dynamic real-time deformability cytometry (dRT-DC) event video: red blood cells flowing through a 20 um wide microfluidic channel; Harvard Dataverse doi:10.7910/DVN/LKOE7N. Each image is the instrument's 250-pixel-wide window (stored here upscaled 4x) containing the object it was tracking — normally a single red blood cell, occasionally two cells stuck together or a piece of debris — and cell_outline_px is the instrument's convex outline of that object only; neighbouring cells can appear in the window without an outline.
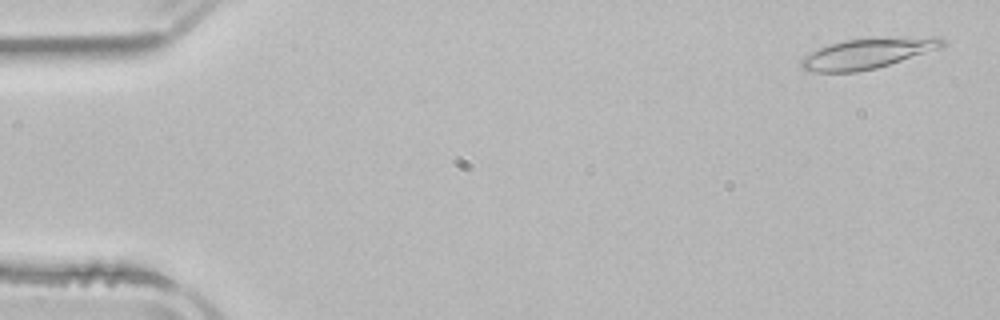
{"species": "common noctule bat (a hibernating species)", "species_latin": "Nyctalus noctula", "temperature_condition": "room temperature", "stored_images_in_passage": 4, "camera_frame_rate_fps": 3000, "um_per_image_px": 0.085, "animal": {"sex": "male", "body_mass_g": 21.5, "forearm_length_mm": 52.0}, "frame": {"image": 1, "passage_image": 1, "time_ms": 0.0, "image_size_px": [1000, 320], "cell_outline_px": [[944, 44], [940, 48], [876, 68], [856, 72], [808, 72], [800, 68], [800, 60], [804, 56], [828, 44], [844, 40], [884, 36], [940, 36], [944, 40]], "centroid_in_image_um": [73.75, 4.51], "position_along_channel_um": 11.3, "area_um2": 25.43}}
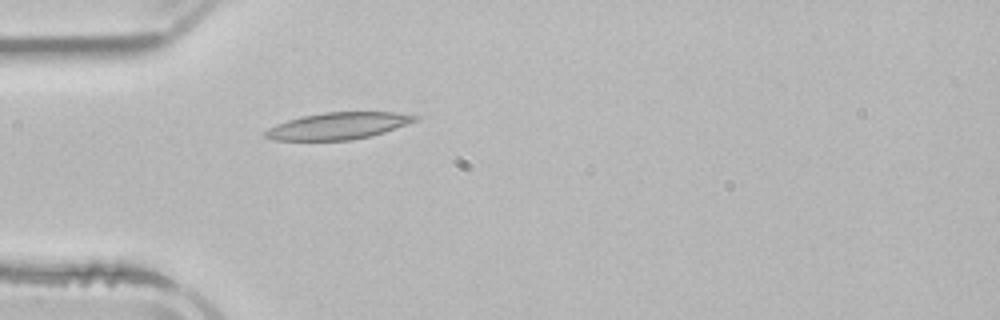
{"frame": {"image": 2, "passage_image": 4, "time_ms": 4.333, "image_size_px": [1000, 320], "cell_outline_px": [[420, 120], [372, 136], [352, 140], [272, 140], [264, 136], [264, 132], [268, 128], [276, 124], [300, 116], [324, 112], [396, 112], [420, 116]], "centroid_in_image_um": [28.77, 10.69], "position_along_channel_um": 56.2, "area_um2": 23.58}}